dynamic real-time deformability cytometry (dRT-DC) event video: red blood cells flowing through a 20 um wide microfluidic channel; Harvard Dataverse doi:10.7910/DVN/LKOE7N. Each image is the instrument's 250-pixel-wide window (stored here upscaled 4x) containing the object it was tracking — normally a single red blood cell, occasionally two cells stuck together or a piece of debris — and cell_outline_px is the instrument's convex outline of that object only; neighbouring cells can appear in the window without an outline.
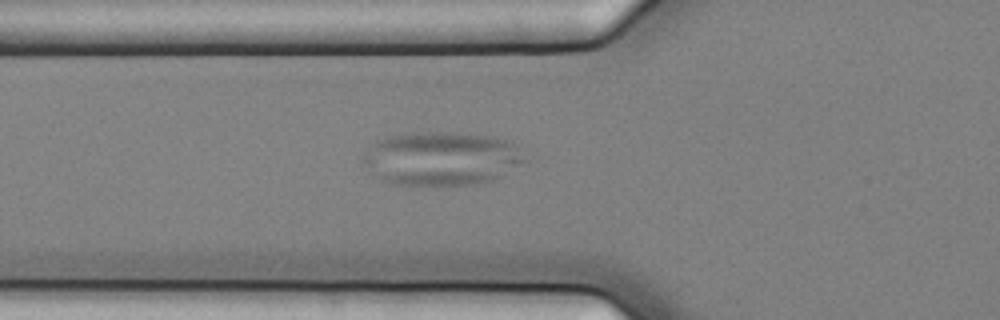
{"species": "common noctule bat (a hibernating species)", "species_latin": "Nyctalus noctula", "temperature_condition": "cold", "stored_images_in_passage": 2, "camera_frame_rate_fps": 3000, "um_per_image_px": 0.085, "animal": {"sex": "female", "body_mass_g": 25.1}, "frame": {"image": 1, "passage_image": 2, "time_ms": 0.333, "image_size_px": [1000, 320], "cell_outline_px": [[532, 160], [504, 176], [492, 180], [476, 184], [388, 184], [364, 164], [364, 156], [376, 140], [392, 136], [412, 132], [452, 132], [492, 136], [512, 140]], "centroid_in_image_um": [37.69, 13.46], "position_along_channel_um": 88.1, "area_um2": 50.98}}